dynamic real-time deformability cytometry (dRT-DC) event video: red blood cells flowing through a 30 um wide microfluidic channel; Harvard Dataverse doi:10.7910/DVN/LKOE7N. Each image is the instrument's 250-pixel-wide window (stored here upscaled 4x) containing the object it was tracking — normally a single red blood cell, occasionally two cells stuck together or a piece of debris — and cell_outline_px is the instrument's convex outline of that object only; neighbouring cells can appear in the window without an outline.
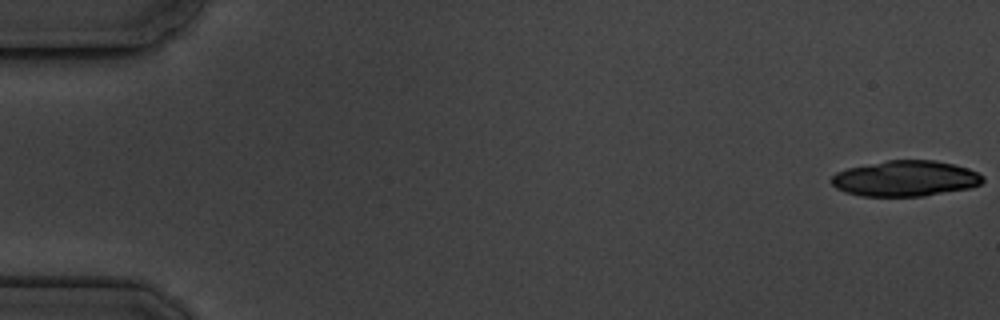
{"species": "common noctule bat (a hibernating species)", "species_latin": "Nyctalus noctula", "temperature_condition": "cold", "stored_images_in_passage": 5, "segment_of_instrument_passage": [2, 2], "camera_frame_rate_fps": 3000, "um_per_image_px": 0.085, "animal": {"sex": "male", "body_mass_g": 19.5, "forearm_length_mm": 54.6}, "frame": {"image": 1, "passage_image": 5, "time_ms": 5.333, "image_size_px": [1000, 320], "cell_outline_px": [[984, 180], [980, 184], [972, 188], [924, 196], [860, 196], [844, 192], [836, 188], [832, 184], [832, 176], [836, 172], [848, 168], [888, 160], [936, 160], [956, 164], [968, 168], [984, 176]], "centroid_in_image_um": [76.99, 15.17], "position_along_channel_um": 8.0, "area_um2": 31.67}}